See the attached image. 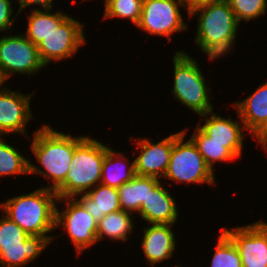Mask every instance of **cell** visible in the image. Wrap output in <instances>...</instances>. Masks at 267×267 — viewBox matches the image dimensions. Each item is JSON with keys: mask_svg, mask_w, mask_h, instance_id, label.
Here are the masks:
<instances>
[{"mask_svg": "<svg viewBox=\"0 0 267 267\" xmlns=\"http://www.w3.org/2000/svg\"><path fill=\"white\" fill-rule=\"evenodd\" d=\"M20 13L17 12L13 15L12 1L11 0H0V32L7 30L12 31V25L16 20V17Z\"/></svg>", "mask_w": 267, "mask_h": 267, "instance_id": "29", "label": "cell"}, {"mask_svg": "<svg viewBox=\"0 0 267 267\" xmlns=\"http://www.w3.org/2000/svg\"><path fill=\"white\" fill-rule=\"evenodd\" d=\"M174 84L172 93L182 105L200 115L213 111L211 93L199 63L185 51L173 55Z\"/></svg>", "mask_w": 267, "mask_h": 267, "instance_id": "5", "label": "cell"}, {"mask_svg": "<svg viewBox=\"0 0 267 267\" xmlns=\"http://www.w3.org/2000/svg\"><path fill=\"white\" fill-rule=\"evenodd\" d=\"M184 7L181 0H143L142 12L137 28L151 35L168 37L174 32L185 31L188 25L183 21L179 7Z\"/></svg>", "mask_w": 267, "mask_h": 267, "instance_id": "9", "label": "cell"}, {"mask_svg": "<svg viewBox=\"0 0 267 267\" xmlns=\"http://www.w3.org/2000/svg\"><path fill=\"white\" fill-rule=\"evenodd\" d=\"M75 199L97 222L105 215L121 210L118 190L102 183L89 190L86 194L78 195Z\"/></svg>", "mask_w": 267, "mask_h": 267, "instance_id": "19", "label": "cell"}, {"mask_svg": "<svg viewBox=\"0 0 267 267\" xmlns=\"http://www.w3.org/2000/svg\"><path fill=\"white\" fill-rule=\"evenodd\" d=\"M210 267H242L237 248L223 232L218 237Z\"/></svg>", "mask_w": 267, "mask_h": 267, "instance_id": "27", "label": "cell"}, {"mask_svg": "<svg viewBox=\"0 0 267 267\" xmlns=\"http://www.w3.org/2000/svg\"><path fill=\"white\" fill-rule=\"evenodd\" d=\"M30 149L38 163L44 170L35 166L29 159V173L41 174L46 179H51L50 185L46 188L56 190L66 179L76 145L85 135L74 137L54 130L49 124L38 127L32 135Z\"/></svg>", "mask_w": 267, "mask_h": 267, "instance_id": "1", "label": "cell"}, {"mask_svg": "<svg viewBox=\"0 0 267 267\" xmlns=\"http://www.w3.org/2000/svg\"><path fill=\"white\" fill-rule=\"evenodd\" d=\"M231 229L222 232L237 248L242 267H267V223L261 220Z\"/></svg>", "mask_w": 267, "mask_h": 267, "instance_id": "12", "label": "cell"}, {"mask_svg": "<svg viewBox=\"0 0 267 267\" xmlns=\"http://www.w3.org/2000/svg\"><path fill=\"white\" fill-rule=\"evenodd\" d=\"M109 148L85 136L75 147L65 181L55 190L58 199L75 198L100 184L102 164Z\"/></svg>", "mask_w": 267, "mask_h": 267, "instance_id": "4", "label": "cell"}, {"mask_svg": "<svg viewBox=\"0 0 267 267\" xmlns=\"http://www.w3.org/2000/svg\"><path fill=\"white\" fill-rule=\"evenodd\" d=\"M52 243L46 236L28 235L19 225L2 215L0 220V267H25Z\"/></svg>", "mask_w": 267, "mask_h": 267, "instance_id": "7", "label": "cell"}, {"mask_svg": "<svg viewBox=\"0 0 267 267\" xmlns=\"http://www.w3.org/2000/svg\"><path fill=\"white\" fill-rule=\"evenodd\" d=\"M54 0H18L19 2V9L18 12L21 13L20 11L27 8L28 6H34L38 5L41 6V9H52L53 2Z\"/></svg>", "mask_w": 267, "mask_h": 267, "instance_id": "30", "label": "cell"}, {"mask_svg": "<svg viewBox=\"0 0 267 267\" xmlns=\"http://www.w3.org/2000/svg\"><path fill=\"white\" fill-rule=\"evenodd\" d=\"M186 132L185 128L173 134V149L164 178L180 184L206 183L214 185V171L206 164L191 139L184 142Z\"/></svg>", "mask_w": 267, "mask_h": 267, "instance_id": "6", "label": "cell"}, {"mask_svg": "<svg viewBox=\"0 0 267 267\" xmlns=\"http://www.w3.org/2000/svg\"><path fill=\"white\" fill-rule=\"evenodd\" d=\"M238 118L246 131L258 140V144L267 150V81L244 100L234 102Z\"/></svg>", "mask_w": 267, "mask_h": 267, "instance_id": "14", "label": "cell"}, {"mask_svg": "<svg viewBox=\"0 0 267 267\" xmlns=\"http://www.w3.org/2000/svg\"><path fill=\"white\" fill-rule=\"evenodd\" d=\"M129 161L124 153L109 148L102 164L100 183L118 189L124 183L131 181L136 176L135 160L132 163Z\"/></svg>", "mask_w": 267, "mask_h": 267, "instance_id": "20", "label": "cell"}, {"mask_svg": "<svg viewBox=\"0 0 267 267\" xmlns=\"http://www.w3.org/2000/svg\"><path fill=\"white\" fill-rule=\"evenodd\" d=\"M32 95L33 92L26 95L7 87L0 91V136L21 133L30 138L26 125L34 117L30 108Z\"/></svg>", "mask_w": 267, "mask_h": 267, "instance_id": "13", "label": "cell"}, {"mask_svg": "<svg viewBox=\"0 0 267 267\" xmlns=\"http://www.w3.org/2000/svg\"><path fill=\"white\" fill-rule=\"evenodd\" d=\"M131 215L132 213L123 210L105 215L97 222V240L106 237L114 241H127L134 227Z\"/></svg>", "mask_w": 267, "mask_h": 267, "instance_id": "23", "label": "cell"}, {"mask_svg": "<svg viewBox=\"0 0 267 267\" xmlns=\"http://www.w3.org/2000/svg\"><path fill=\"white\" fill-rule=\"evenodd\" d=\"M29 173V159L0 136V176Z\"/></svg>", "mask_w": 267, "mask_h": 267, "instance_id": "25", "label": "cell"}, {"mask_svg": "<svg viewBox=\"0 0 267 267\" xmlns=\"http://www.w3.org/2000/svg\"><path fill=\"white\" fill-rule=\"evenodd\" d=\"M210 115V116H209ZM204 117L205 123L197 126L208 136L212 142L217 144H225V147L237 158H241L243 153V139L246 128L241 121L224 118L217 115L213 111L200 115ZM244 130V131H243Z\"/></svg>", "mask_w": 267, "mask_h": 267, "instance_id": "16", "label": "cell"}, {"mask_svg": "<svg viewBox=\"0 0 267 267\" xmlns=\"http://www.w3.org/2000/svg\"><path fill=\"white\" fill-rule=\"evenodd\" d=\"M239 23L256 20L267 13V0H228Z\"/></svg>", "mask_w": 267, "mask_h": 267, "instance_id": "28", "label": "cell"}, {"mask_svg": "<svg viewBox=\"0 0 267 267\" xmlns=\"http://www.w3.org/2000/svg\"><path fill=\"white\" fill-rule=\"evenodd\" d=\"M52 9H33L28 16L27 29L23 33L34 45H38L47 35L57 29L69 15L59 10L51 13Z\"/></svg>", "mask_w": 267, "mask_h": 267, "instance_id": "21", "label": "cell"}, {"mask_svg": "<svg viewBox=\"0 0 267 267\" xmlns=\"http://www.w3.org/2000/svg\"><path fill=\"white\" fill-rule=\"evenodd\" d=\"M138 214L148 224H175L180 213L173 196L160 181L153 189H148Z\"/></svg>", "mask_w": 267, "mask_h": 267, "instance_id": "17", "label": "cell"}, {"mask_svg": "<svg viewBox=\"0 0 267 267\" xmlns=\"http://www.w3.org/2000/svg\"><path fill=\"white\" fill-rule=\"evenodd\" d=\"M57 201L65 202L67 207L60 211L56 206L55 227L62 226L67 230L78 255L82 254L84 250L98 242L97 221L75 198H61Z\"/></svg>", "mask_w": 267, "mask_h": 267, "instance_id": "10", "label": "cell"}, {"mask_svg": "<svg viewBox=\"0 0 267 267\" xmlns=\"http://www.w3.org/2000/svg\"><path fill=\"white\" fill-rule=\"evenodd\" d=\"M183 2L184 8L187 9V15H189L193 10L201 6L207 5L211 2L217 0H181Z\"/></svg>", "mask_w": 267, "mask_h": 267, "instance_id": "31", "label": "cell"}, {"mask_svg": "<svg viewBox=\"0 0 267 267\" xmlns=\"http://www.w3.org/2000/svg\"><path fill=\"white\" fill-rule=\"evenodd\" d=\"M173 224H150L144 227L142 249L147 262L155 266L172 258L176 247Z\"/></svg>", "mask_w": 267, "mask_h": 267, "instance_id": "18", "label": "cell"}, {"mask_svg": "<svg viewBox=\"0 0 267 267\" xmlns=\"http://www.w3.org/2000/svg\"><path fill=\"white\" fill-rule=\"evenodd\" d=\"M194 133L190 136L193 143L196 145L199 153L205 159L206 164L213 169V164L217 162L223 163L224 161H230L236 157L225 147V144H217L212 142L198 126L193 127Z\"/></svg>", "mask_w": 267, "mask_h": 267, "instance_id": "24", "label": "cell"}, {"mask_svg": "<svg viewBox=\"0 0 267 267\" xmlns=\"http://www.w3.org/2000/svg\"><path fill=\"white\" fill-rule=\"evenodd\" d=\"M160 179L136 175L131 181L124 183L118 190L121 210L138 213L143 201H146L148 189H153Z\"/></svg>", "mask_w": 267, "mask_h": 267, "instance_id": "22", "label": "cell"}, {"mask_svg": "<svg viewBox=\"0 0 267 267\" xmlns=\"http://www.w3.org/2000/svg\"><path fill=\"white\" fill-rule=\"evenodd\" d=\"M56 200V192L42 186L34 192L8 199L0 204V209L28 235L46 236L52 242L57 236L48 233L56 229Z\"/></svg>", "mask_w": 267, "mask_h": 267, "instance_id": "3", "label": "cell"}, {"mask_svg": "<svg viewBox=\"0 0 267 267\" xmlns=\"http://www.w3.org/2000/svg\"><path fill=\"white\" fill-rule=\"evenodd\" d=\"M140 148L135 160V172L138 176L164 178L173 149V134L163 138L157 143H152L148 138H139L136 141Z\"/></svg>", "mask_w": 267, "mask_h": 267, "instance_id": "15", "label": "cell"}, {"mask_svg": "<svg viewBox=\"0 0 267 267\" xmlns=\"http://www.w3.org/2000/svg\"><path fill=\"white\" fill-rule=\"evenodd\" d=\"M5 81H7V79L4 77L2 71H1V68H0V88L1 86L3 85V83H5ZM5 88H1L0 91L4 90Z\"/></svg>", "mask_w": 267, "mask_h": 267, "instance_id": "32", "label": "cell"}, {"mask_svg": "<svg viewBox=\"0 0 267 267\" xmlns=\"http://www.w3.org/2000/svg\"><path fill=\"white\" fill-rule=\"evenodd\" d=\"M46 67L34 45L24 34L4 35L0 38V68L6 79L14 73L31 76Z\"/></svg>", "mask_w": 267, "mask_h": 267, "instance_id": "8", "label": "cell"}, {"mask_svg": "<svg viewBox=\"0 0 267 267\" xmlns=\"http://www.w3.org/2000/svg\"><path fill=\"white\" fill-rule=\"evenodd\" d=\"M198 14L195 43L213 61L225 56L235 46L240 27L228 0H217L193 10Z\"/></svg>", "mask_w": 267, "mask_h": 267, "instance_id": "2", "label": "cell"}, {"mask_svg": "<svg viewBox=\"0 0 267 267\" xmlns=\"http://www.w3.org/2000/svg\"><path fill=\"white\" fill-rule=\"evenodd\" d=\"M143 0H110L104 7V19L125 18L137 26L141 18Z\"/></svg>", "mask_w": 267, "mask_h": 267, "instance_id": "26", "label": "cell"}, {"mask_svg": "<svg viewBox=\"0 0 267 267\" xmlns=\"http://www.w3.org/2000/svg\"><path fill=\"white\" fill-rule=\"evenodd\" d=\"M84 25L69 16L57 29L47 35L38 45V54L47 66L52 61L72 58L81 45L86 43Z\"/></svg>", "mask_w": 267, "mask_h": 267, "instance_id": "11", "label": "cell"}, {"mask_svg": "<svg viewBox=\"0 0 267 267\" xmlns=\"http://www.w3.org/2000/svg\"><path fill=\"white\" fill-rule=\"evenodd\" d=\"M84 0H82V2H83ZM86 1V0H85ZM105 1V3H104V7L109 3V1L110 0H104Z\"/></svg>", "mask_w": 267, "mask_h": 267, "instance_id": "33", "label": "cell"}]
</instances>
